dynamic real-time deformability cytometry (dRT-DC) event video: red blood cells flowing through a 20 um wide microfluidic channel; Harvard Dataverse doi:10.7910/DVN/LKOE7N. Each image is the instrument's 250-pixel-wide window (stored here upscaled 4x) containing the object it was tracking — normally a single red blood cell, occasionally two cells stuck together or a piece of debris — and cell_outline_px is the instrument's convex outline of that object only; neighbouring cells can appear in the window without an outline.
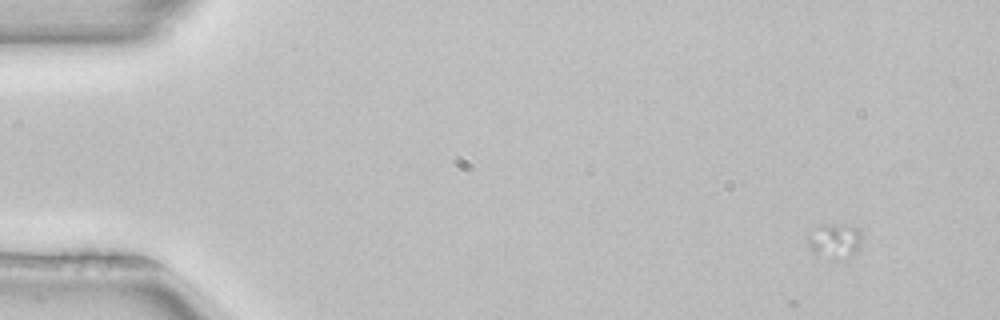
{"species": "common noctule bat (a hibernating species)", "species_latin": "Nyctalus noctula", "temperature_condition": "room temperature", "stored_images_in_passage": 4, "camera_frame_rate_fps": 3000, "um_per_image_px": 0.085, "animal": {"sex": "female", "body_mass_g": 22.7, "forearm_length_mm": 54.2}, "frame": {"image": 1, "passage_image": 1, "time_ms": 0.0, "image_size_px": [1000, 320], "cell_outline_px": [[864, 236], [860, 248], [856, 252], [816, 256], [808, 244], [808, 236], [820, 228], [832, 224], [848, 224], [860, 228]], "centroid_in_image_um": [71.05, 20.38], "position_along_channel_um": 13.9, "area_um2": 10.17}}